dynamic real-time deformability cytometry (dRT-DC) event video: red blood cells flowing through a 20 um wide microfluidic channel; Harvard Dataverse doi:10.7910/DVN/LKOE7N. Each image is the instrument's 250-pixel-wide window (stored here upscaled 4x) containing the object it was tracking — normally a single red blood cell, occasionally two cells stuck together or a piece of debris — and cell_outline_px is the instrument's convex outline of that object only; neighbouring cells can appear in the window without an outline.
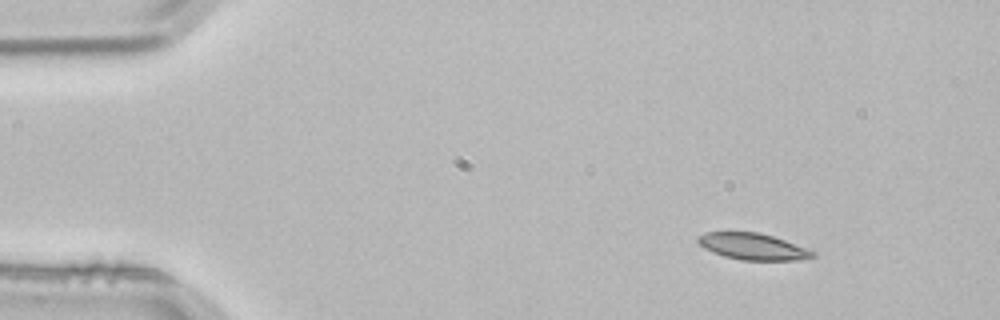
{"species": "common noctule bat (a hibernating species)", "species_latin": "Nyctalus noctula", "temperature_condition": "room temperature", "stored_images_in_passage": 4, "camera_frame_rate_fps": 3000, "um_per_image_px": 0.085, "animal": {"sex": "male", "body_mass_g": 21.5, "forearm_length_mm": 52.0}, "frame": {"image": 1, "passage_image": 1, "time_ms": 0.0, "image_size_px": [1000, 320], "cell_outline_px": [[816, 256], [804, 260], [740, 260], [724, 256], [712, 252], [704, 248], [696, 240], [696, 236], [704, 232], [760, 232], [784, 240], [816, 252]], "centroid_in_image_um": [63.97, 20.95], "position_along_channel_um": 21.0, "area_um2": 17.8}}
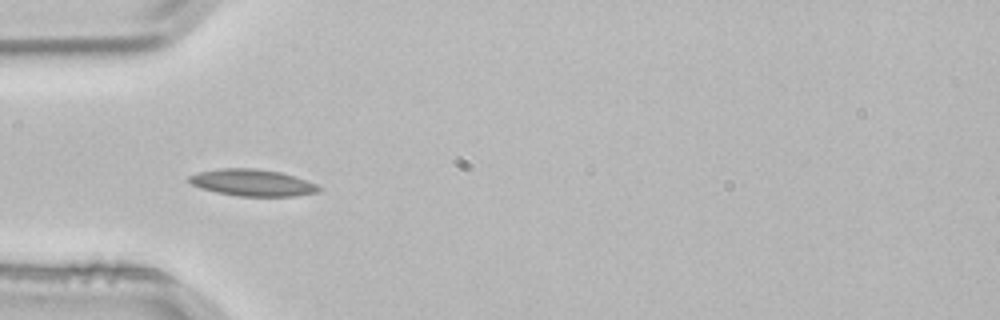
{"frame": {"image": 2, "passage_image": 3, "time_ms": 0.667, "image_size_px": [1000, 320], "cell_outline_px": [[320, 192], [296, 196], [236, 196], [216, 192], [200, 188], [192, 184], [188, 180], [188, 176], [200, 172], [220, 168], [256, 168], [280, 172], [316, 184], [320, 188]], "centroid_in_image_um": [21.43, 15.53], "position_along_channel_um": 63.6, "area_um2": 20.11}}